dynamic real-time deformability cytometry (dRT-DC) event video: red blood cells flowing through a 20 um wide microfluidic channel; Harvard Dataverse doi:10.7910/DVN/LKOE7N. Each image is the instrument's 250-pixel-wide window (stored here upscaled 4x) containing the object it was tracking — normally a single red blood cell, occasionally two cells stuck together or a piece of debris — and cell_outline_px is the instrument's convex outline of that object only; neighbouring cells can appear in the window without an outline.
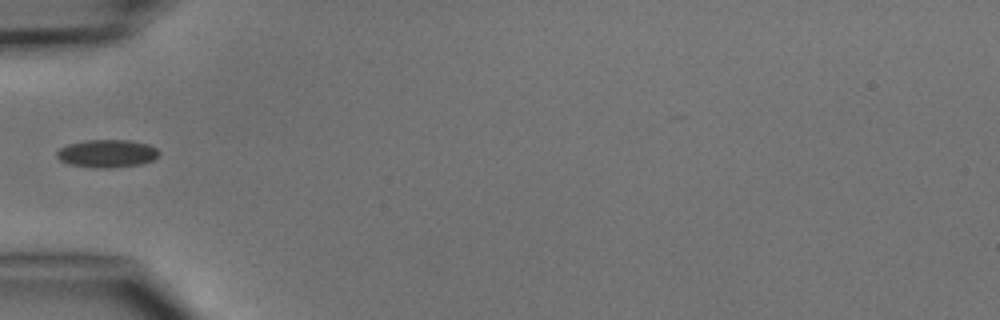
{"species": "common noctule bat (a hibernating species)", "species_latin": "Nyctalus noctula", "temperature_condition": "cold", "stored_images_in_passage": 3, "camera_frame_rate_fps": 3000, "um_per_image_px": 0.085, "animal": {"sex": "male", "body_mass_g": 15.6}, "frame": {"image": 1, "passage_image": 3, "time_ms": 2.333, "image_size_px": [1000, 320], "cell_outline_px": [[160, 152], [152, 160], [140, 164], [108, 168], [92, 168], [68, 164], [60, 160], [56, 156], [56, 152], [60, 148], [68, 144], [84, 140], [128, 140], [148, 144], [156, 148]], "centroid_in_image_um": [9.06, 13.05], "position_along_channel_um": 75.9, "area_um2": 16.59}}